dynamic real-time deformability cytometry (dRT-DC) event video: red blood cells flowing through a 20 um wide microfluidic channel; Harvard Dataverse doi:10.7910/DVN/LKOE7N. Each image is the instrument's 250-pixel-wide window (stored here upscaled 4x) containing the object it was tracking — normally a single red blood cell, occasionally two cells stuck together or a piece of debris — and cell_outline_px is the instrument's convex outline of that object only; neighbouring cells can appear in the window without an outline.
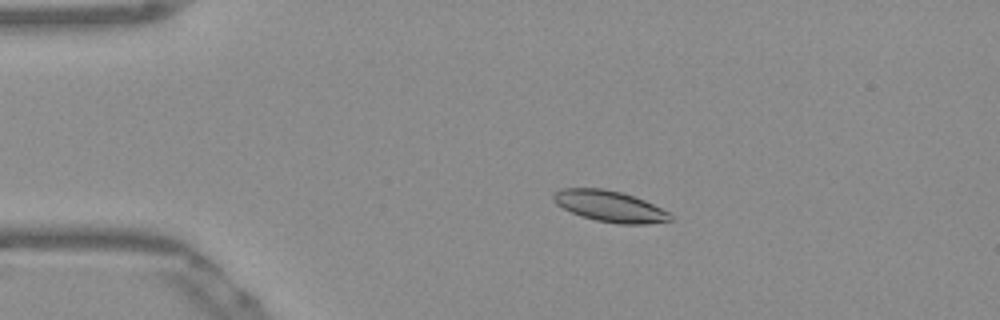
{"species": "Egyptian fruit bat (a non-hibernating species)", "species_latin": "Rousettus aegyptiacus", "temperature_condition": "warm", "stored_images_in_passage": 53, "camera_frame_rate_fps": 3000, "um_per_image_px": 0.085, "frame": {"image": 1, "passage_image": 11, "time_ms": 3.333, "image_size_px": [1000, 320], "cell_outline_px": [[672, 220], [648, 224], [620, 224], [596, 220], [580, 216], [556, 204], [552, 200], [552, 196], [560, 188], [604, 188], [620, 192], [644, 200], [668, 212], [672, 216]], "centroid_in_image_um": [51.81, 17.53], "position_along_channel_um": 33.2, "area_um2": 21.04}}
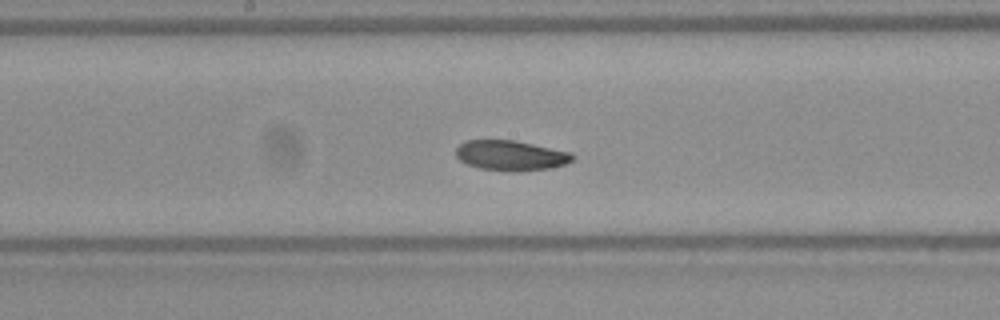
{"frame": {"image": 2, "passage_image": 28, "time_ms": 9.0, "image_size_px": [1000, 320], "cell_outline_px": [[576, 156], [572, 160], [564, 164], [548, 168], [516, 172], [512, 172], [480, 168], [468, 164], [460, 160], [456, 156], [456, 148], [464, 140], [512, 140], [572, 152]], "centroid_in_image_um": [43.41, 13.21], "position_along_channel_um": 204.8, "area_um2": 20.4}}
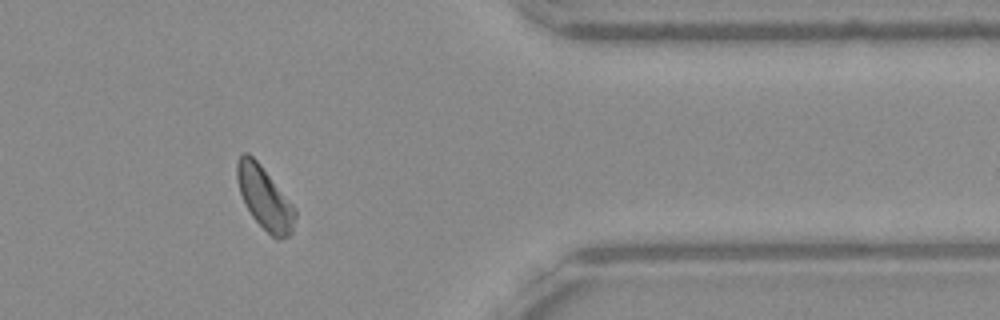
{"frame": {"image": 3, "passage_image": 44, "time_ms": 14.333, "image_size_px": [1000, 320], "cell_outline_px": [[296, 216], [292, 232], [288, 236], [280, 240], [276, 240], [252, 216], [240, 192], [236, 180], [236, 164], [240, 156], [244, 152], [248, 152], [260, 164], [296, 208]], "centroid_in_image_um": [22.5, 16.83], "position_along_channel_um": 388.9, "area_um2": 20.98}, "authors_computed_cell_mechanics": {"area_um2": 20.9814, "velocity_mm_per_s": 3.8296, "shape_relaxation_time_tau1_ms": 4.6576, "shape_relaxation_time_tau2_ms": 5.5882, "deformation_change_tau1": 0.0992, "deformation_change_tau2": 0.1063}}